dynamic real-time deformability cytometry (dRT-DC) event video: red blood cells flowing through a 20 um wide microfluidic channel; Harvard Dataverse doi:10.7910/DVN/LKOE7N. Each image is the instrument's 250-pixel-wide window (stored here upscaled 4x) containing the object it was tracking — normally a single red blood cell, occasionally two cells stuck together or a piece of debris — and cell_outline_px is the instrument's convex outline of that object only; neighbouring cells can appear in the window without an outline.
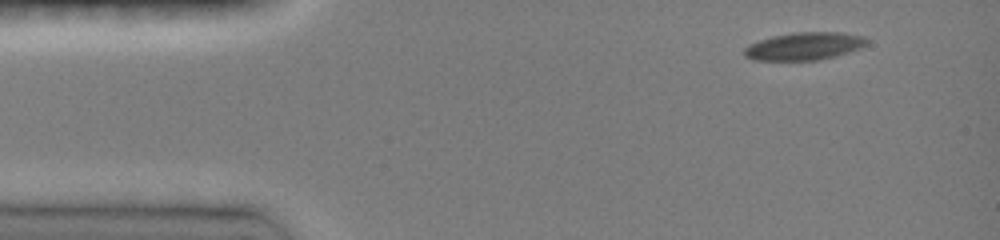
{"species": "common noctule bat (a hibernating species)", "species_latin": "Nyctalus noctula", "temperature_condition": "room temperature", "stored_images_in_passage": 7, "camera_frame_rate_fps": 3000, "um_per_image_px": 0.085, "animal": {"sex": "female", "body_mass_g": 19.0, "forearm_length_mm": 51.5}, "frame": {"image": 1, "passage_image": 1, "time_ms": 0.0, "image_size_px": [1000, 240], "cell_outline_px": [[868, 44], [860, 48], [836, 56], [816, 60], [752, 60], [744, 56], [744, 48], [748, 44], [772, 36], [792, 32], [840, 32], [864, 36], [868, 40]], "centroid_in_image_um": [68.35, 3.92], "position_along_channel_um": 16.6, "area_um2": 19.88}}
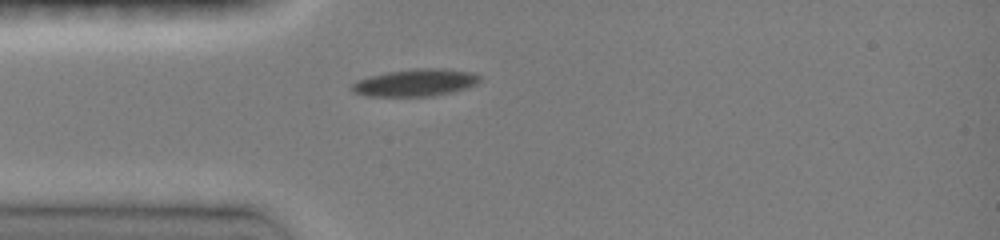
{"frame": {"image": 2, "passage_image": 5, "time_ms": 2.667, "image_size_px": [1000, 240], "cell_outline_px": [[480, 80], [476, 84], [468, 88], [452, 92], [432, 96], [364, 96], [352, 92], [348, 88], [356, 80], [368, 76], [388, 72], [412, 68], [440, 68], [476, 72], [480, 76]], "centroid_in_image_um": [35.29, 7.02], "position_along_channel_um": 49.7, "area_um2": 20.69}}